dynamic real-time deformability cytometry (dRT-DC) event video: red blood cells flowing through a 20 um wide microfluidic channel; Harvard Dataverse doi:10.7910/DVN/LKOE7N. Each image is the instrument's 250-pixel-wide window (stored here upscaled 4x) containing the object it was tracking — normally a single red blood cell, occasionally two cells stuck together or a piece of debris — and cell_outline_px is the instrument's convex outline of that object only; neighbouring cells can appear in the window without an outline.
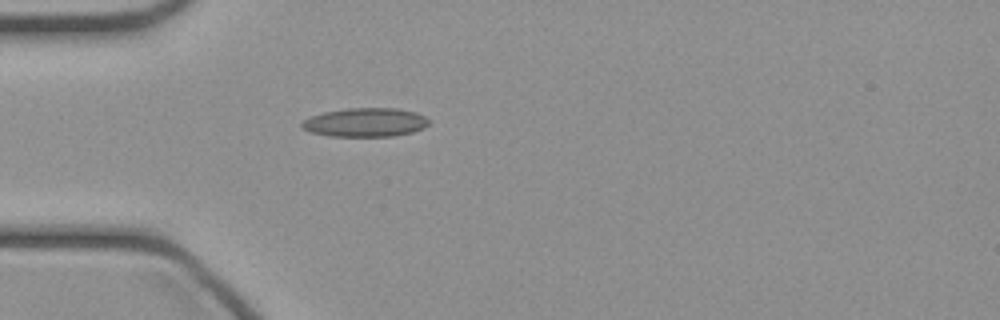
{"species": "common noctule bat (a hibernating species)", "species_latin": "Nyctalus noctula", "temperature_condition": "cold", "stored_images_in_passage": 34, "camera_frame_rate_fps": 3000, "um_per_image_px": 0.085, "animal": {"sex": "female", "body_mass_g": 21.9}, "frame": {"image": 1, "passage_image": 1, "time_ms": 0.0, "image_size_px": [1000, 320], "cell_outline_px": [[432, 120], [424, 128], [412, 132], [392, 136], [328, 136], [308, 132], [300, 128], [300, 124], [304, 120], [312, 116], [324, 112], [348, 108], [396, 108], [416, 112]], "centroid_in_image_um": [31.05, 10.4], "position_along_channel_um": 54.0, "area_um2": 21.5}}
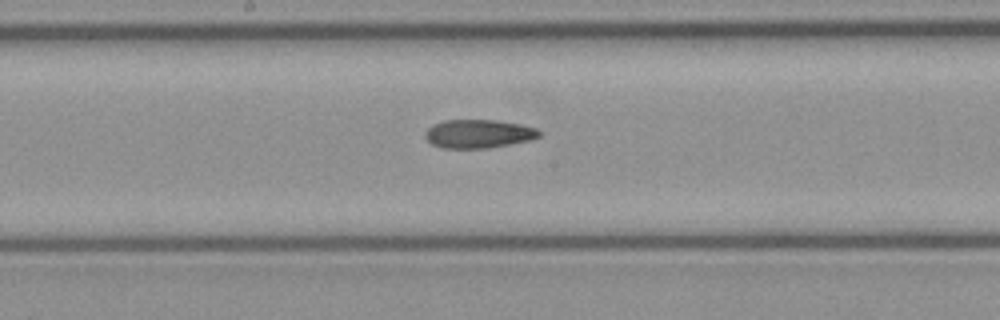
{"frame": {"image": 2, "passage_image": 12, "time_ms": 3.667, "image_size_px": [1000, 320], "cell_outline_px": [[544, 132], [540, 136], [532, 140], [488, 148], [440, 148], [432, 144], [424, 136], [424, 132], [432, 124], [444, 120], [496, 120], [520, 124], [536, 128]], "centroid_in_image_um": [40.68, 11.37], "position_along_channel_um": 207.5, "area_um2": 19.19}}
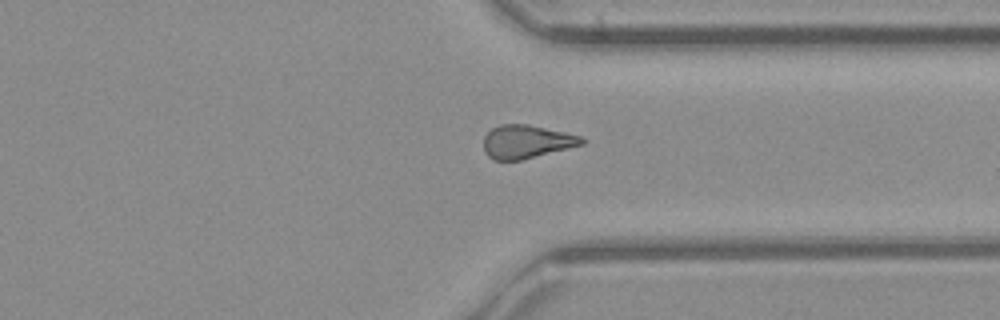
{"frame": {"image": 3, "passage_image": 23, "time_ms": 7.333, "image_size_px": [1000, 320], "cell_outline_px": [[588, 140], [584, 144], [520, 160], [492, 160], [484, 152], [484, 136], [492, 128], [500, 124], [528, 124], [564, 132], [580, 136]], "centroid_in_image_um": [44.74, 12.04], "position_along_channel_um": 366.7, "area_um2": 19.02}}